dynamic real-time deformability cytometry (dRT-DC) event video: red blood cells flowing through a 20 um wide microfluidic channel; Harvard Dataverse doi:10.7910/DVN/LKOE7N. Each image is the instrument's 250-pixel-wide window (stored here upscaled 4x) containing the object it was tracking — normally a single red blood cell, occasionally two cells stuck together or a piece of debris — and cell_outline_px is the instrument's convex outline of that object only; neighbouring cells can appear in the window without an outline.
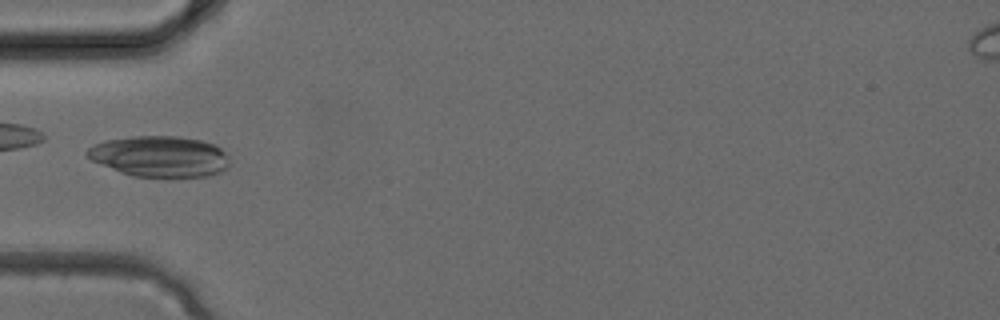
{"species": "common noctule bat (a hibernating species)", "species_latin": "Nyctalus noctula", "temperature_condition": "cold", "stored_images_in_passage": 4, "camera_frame_rate_fps": 3000, "um_per_image_px": 0.085, "animal": {"sex": "female", "body_mass_g": 24.6, "forearm_length_mm": 56.2}, "frame": {"image": 1, "passage_image": 4, "time_ms": 1.0, "image_size_px": [1000, 320], "cell_outline_px": [[228, 168], [220, 172], [208, 176], [176, 180], [164, 180], [132, 176], [120, 172], [92, 160], [84, 156], [84, 152], [88, 148], [96, 144], [108, 140], [132, 136], [180, 136], [200, 140], [216, 144], [228, 156]], "centroid_in_image_um": [13.61, 13.35], "position_along_channel_um": 71.4, "area_um2": 35.08}}